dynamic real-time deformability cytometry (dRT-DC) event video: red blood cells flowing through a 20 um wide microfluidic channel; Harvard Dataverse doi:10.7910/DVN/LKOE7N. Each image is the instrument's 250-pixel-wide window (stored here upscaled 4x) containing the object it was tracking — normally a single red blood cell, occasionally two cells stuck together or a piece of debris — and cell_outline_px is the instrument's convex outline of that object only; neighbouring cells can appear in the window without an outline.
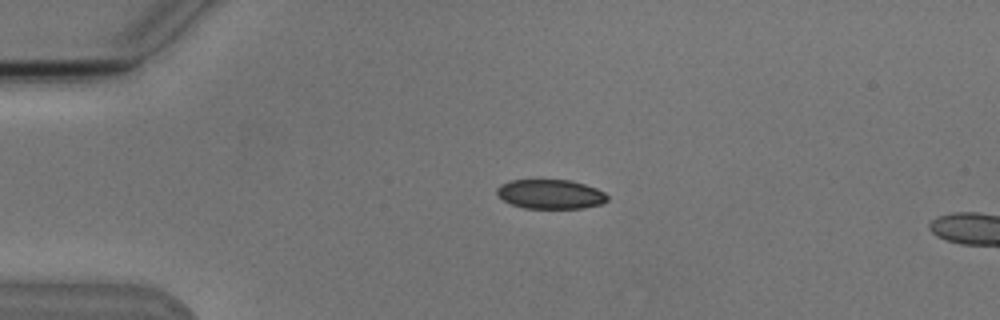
{"species": "Egyptian fruit bat (a non-hibernating species)", "species_latin": "Rousettus aegyptiacus", "temperature_condition": "cold", "stored_images_in_passage": 4, "camera_frame_rate_fps": 3000, "um_per_image_px": 0.085, "animal": {"sex": "male"}, "frame": {"image": 1, "passage_image": 3, "time_ms": 2.333, "image_size_px": [1000, 320], "cell_outline_px": [[608, 200], [600, 204], [584, 208], [524, 208], [512, 204], [504, 200], [496, 192], [496, 188], [500, 184], [508, 180], [540, 176], [572, 180], [596, 188], [604, 192], [608, 196]], "centroid_in_image_um": [46.75, 16.43], "position_along_channel_um": 38.3, "area_um2": 19.83}}